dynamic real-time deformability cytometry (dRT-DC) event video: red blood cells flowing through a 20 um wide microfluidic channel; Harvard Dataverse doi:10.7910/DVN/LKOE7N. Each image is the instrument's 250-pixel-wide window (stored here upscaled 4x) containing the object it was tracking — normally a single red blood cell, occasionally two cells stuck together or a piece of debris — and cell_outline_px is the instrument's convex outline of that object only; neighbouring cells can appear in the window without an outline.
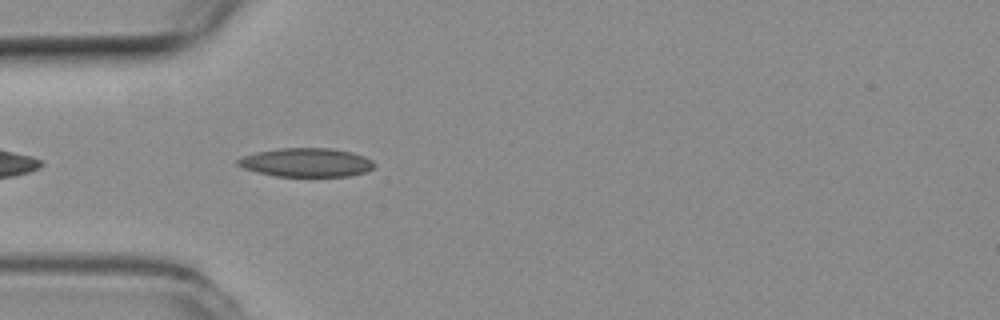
{"species": "common noctule bat (a hibernating species)", "species_latin": "Nyctalus noctula", "temperature_condition": "room temperature", "stored_images_in_passage": 22, "camera_frame_rate_fps": 3000, "um_per_image_px": 0.085, "animal": {"sex": "female", "body_mass_g": 19.3, "forearm_length_mm": 54.1}, "frame": {"image": 1, "passage_image": 3, "time_ms": 0.667, "image_size_px": [1000, 320], "cell_outline_px": [[376, 164], [372, 168], [364, 172], [348, 176], [276, 176], [244, 168], [236, 164], [236, 160], [244, 156], [256, 152], [280, 148], [332, 148], [352, 152], [364, 156], [372, 160]], "centroid_in_image_um": [26.06, 13.8], "position_along_channel_um": 58.9, "area_um2": 22.72}}
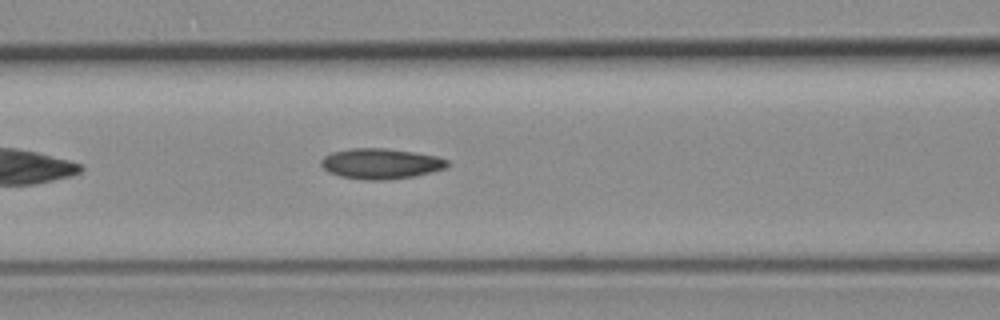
{"frame": {"image": 2, "passage_image": 9, "time_ms": 2.667, "image_size_px": [1000, 320], "cell_outline_px": [[448, 164], [444, 168], [416, 176], [388, 180], [364, 180], [340, 176], [328, 172], [320, 164], [320, 160], [324, 156], [332, 152], [352, 148], [384, 148], [412, 152], [436, 156], [448, 160]], "centroid_in_image_um": [32.33, 13.92], "position_along_channel_um": 134.3, "area_um2": 22.37}}
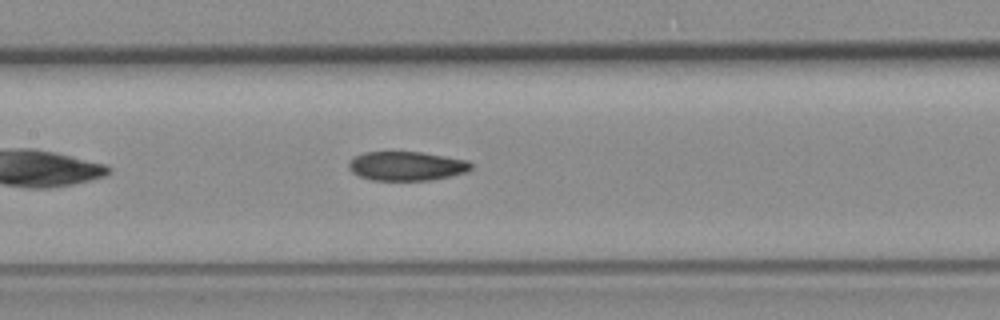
{"frame": {"image": 3, "passage_image": 12, "time_ms": 3.667, "image_size_px": [1000, 320], "cell_outline_px": [[472, 168], [468, 172], [432, 180], [372, 180], [360, 176], [352, 172], [348, 168], [348, 164], [356, 156], [364, 152], [420, 152], [468, 160], [472, 164]], "centroid_in_image_um": [34.59, 14.12], "position_along_channel_um": 172.8, "area_um2": 20.69}}